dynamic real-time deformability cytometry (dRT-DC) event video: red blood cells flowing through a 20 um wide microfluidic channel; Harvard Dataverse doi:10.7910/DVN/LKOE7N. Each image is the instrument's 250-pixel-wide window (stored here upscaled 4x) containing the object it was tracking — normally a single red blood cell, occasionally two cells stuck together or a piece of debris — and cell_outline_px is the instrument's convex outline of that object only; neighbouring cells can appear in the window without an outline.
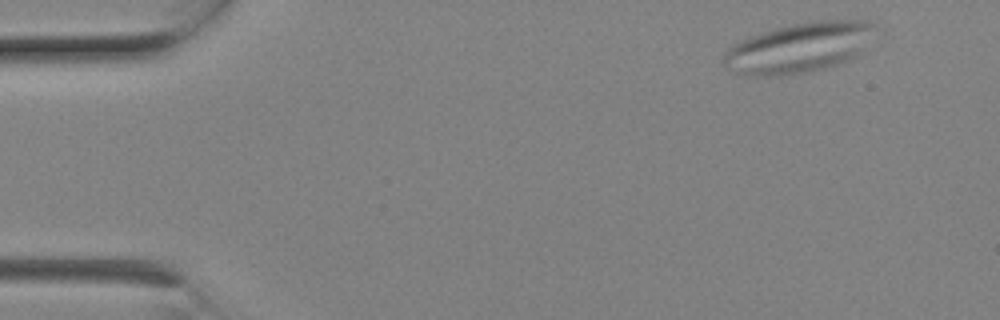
{"species": "Egyptian fruit bat (a non-hibernating species)", "species_latin": "Rousettus aegyptiacus", "temperature_condition": "room temperature", "stored_images_in_passage": 5, "camera_frame_rate_fps": 3000, "um_per_image_px": 0.085, "animal": {"sex": "female"}, "frame": {"image": 1, "passage_image": 1, "time_ms": 0.0, "image_size_px": [1000, 320], "cell_outline_px": [[876, 28], [860, 52], [856, 56], [848, 60], [824, 68], [780, 76], [752, 76], [732, 72], [720, 60], [724, 52], [728, 48], [752, 36], [776, 28], [792, 24], [820, 20], [868, 20], [876, 24]], "centroid_in_image_um": [67.9, 4.06], "position_along_channel_um": 17.1, "area_um2": 43.75}}
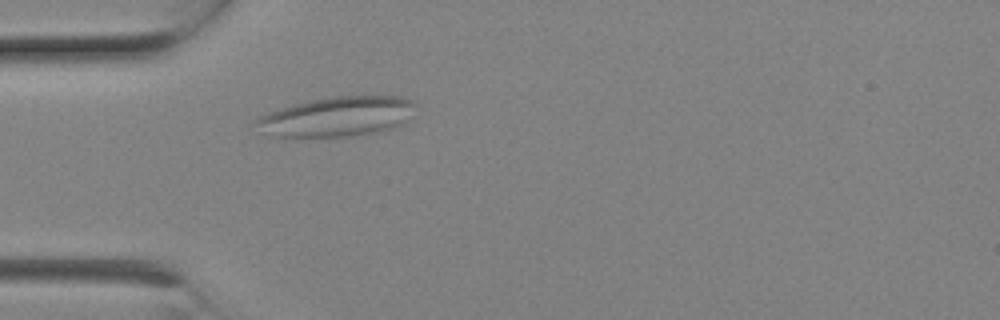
{"frame": {"image": 2, "passage_image": 5, "time_ms": 1.333, "image_size_px": [1000, 320], "cell_outline_px": [[416, 104], [404, 124], [396, 128], [380, 132], [360, 136], [272, 136], [256, 120], [260, 116], [268, 112], [292, 104], [312, 100], [336, 96], [400, 96], [412, 100]], "centroid_in_image_um": [28.78, 9.9], "position_along_channel_um": 56.2, "area_um2": 36.53}}